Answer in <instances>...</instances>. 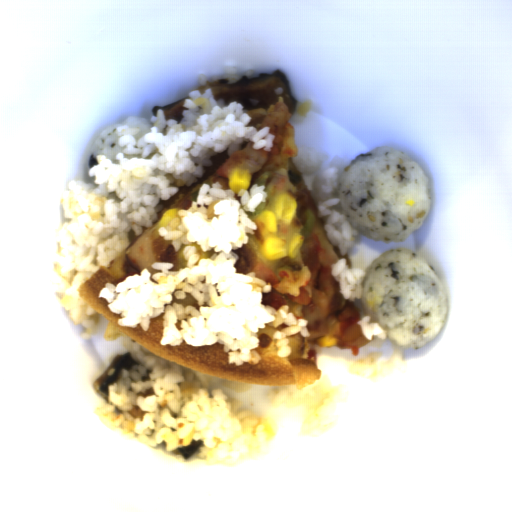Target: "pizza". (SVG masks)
I'll use <instances>...</instances> for the list:
<instances>
[{
  "label": "pizza",
  "mask_w": 512,
  "mask_h": 512,
  "mask_svg": "<svg viewBox=\"0 0 512 512\" xmlns=\"http://www.w3.org/2000/svg\"><path fill=\"white\" fill-rule=\"evenodd\" d=\"M243 113H248L251 117L246 126H254L256 131L270 127L269 133L275 135L271 150L265 151L264 147L253 149L255 143L251 141L243 142L241 150L230 156L228 149L212 155V166H204L205 172L201 178H197V183L178 187L176 193L168 200L160 199L158 204L163 205V209L157 212V222H153L152 228L142 226L143 233L139 235H135L130 229L128 237L131 244L109 263V267L100 265L76 291L82 300L102 314L117 330L143 349L169 362L213 376L212 378L270 387L295 385L298 391H302L307 385L315 384L316 380L321 378L317 366V351L320 345L318 339L322 336L304 337L300 331L286 336L289 339L287 345L291 347V353L279 357V346H276L277 339L273 338V334L290 326L284 323L278 327L265 324V327L259 328L256 333L259 344L257 349H253L258 353L260 361L257 364L243 362L242 365L236 366V363H228L229 352H224V344L218 341L203 347L191 346L184 339L180 345H162L165 313L150 317V325L146 331L139 323L135 328L121 326L118 320L122 316L110 311L108 299L98 297L106 283L116 287L127 277H133L135 274L140 276L144 269L148 270L149 279L158 284L153 275L162 270L153 268V263H173V267L168 270L172 272L187 268L188 259L183 253V248L187 245L182 243L175 251L173 240L166 241L158 232L159 228H162V217L168 210L188 211L193 206V201L197 202L204 183L212 188L214 182H219L222 189H230L231 177L237 169L249 171L251 174L248 192L263 172L276 173L273 190L266 197V202L257 206L256 212L245 211L252 222L265 210H275L279 198L284 194H290L296 198L297 210L290 223L280 222L277 225L278 237L289 240L302 236L305 239L317 227L324 228L325 221L319 218L317 204L306 186L303 171L292 159L297 157L300 151L294 141L292 115L282 95L277 102L268 105L267 109H243ZM308 208L314 211L316 217L315 227L309 231L304 227Z\"/></svg>",
  "instance_id": "dd6c1bee"
},
{
  "label": "pizza",
  "mask_w": 512,
  "mask_h": 512,
  "mask_svg": "<svg viewBox=\"0 0 512 512\" xmlns=\"http://www.w3.org/2000/svg\"><path fill=\"white\" fill-rule=\"evenodd\" d=\"M248 235V241L246 245L249 250L254 254V256L266 264L270 270L275 273L276 275H280L283 271H299L303 268L305 264V258H304V251L301 247L298 255L294 258H283L281 260H266L263 258L260 254V242L257 239L255 233H245Z\"/></svg>",
  "instance_id": "d2c48207"
},
{
  "label": "pizza",
  "mask_w": 512,
  "mask_h": 512,
  "mask_svg": "<svg viewBox=\"0 0 512 512\" xmlns=\"http://www.w3.org/2000/svg\"><path fill=\"white\" fill-rule=\"evenodd\" d=\"M234 198L241 204V196H238V193H234Z\"/></svg>",
  "instance_id": "a15fb73a"
}]
</instances>
